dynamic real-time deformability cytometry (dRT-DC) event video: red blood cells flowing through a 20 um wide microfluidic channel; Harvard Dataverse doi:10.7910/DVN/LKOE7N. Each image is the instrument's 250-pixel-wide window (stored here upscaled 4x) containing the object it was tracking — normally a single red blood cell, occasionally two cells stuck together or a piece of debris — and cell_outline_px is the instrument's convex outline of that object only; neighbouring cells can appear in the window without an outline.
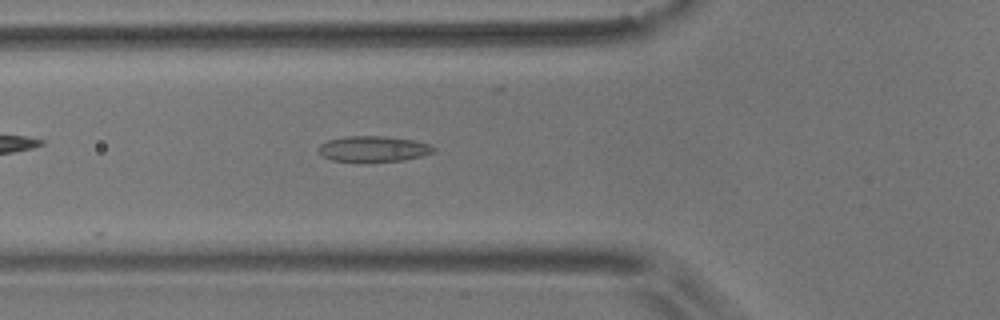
{"species": "common noctule bat (a hibernating species)", "species_latin": "Nyctalus noctula", "temperature_condition": "room temperature", "stored_images_in_passage": 39, "camera_frame_rate_fps": 3000, "um_per_image_px": 0.085, "animal": {"sex": "male", "body_mass_g": 17.9}, "frame": {"image": 1, "passage_image": 6, "time_ms": 1.667, "image_size_px": [1000, 320], "cell_outline_px": [[436, 152], [424, 156], [404, 160], [332, 160], [320, 156], [316, 152], [316, 148], [320, 144], [328, 140], [344, 136], [384, 136], [412, 140], [428, 144], [436, 148]], "centroid_in_image_um": [31.71, 12.63], "position_along_channel_um": 94.1, "area_um2": 17.11}}
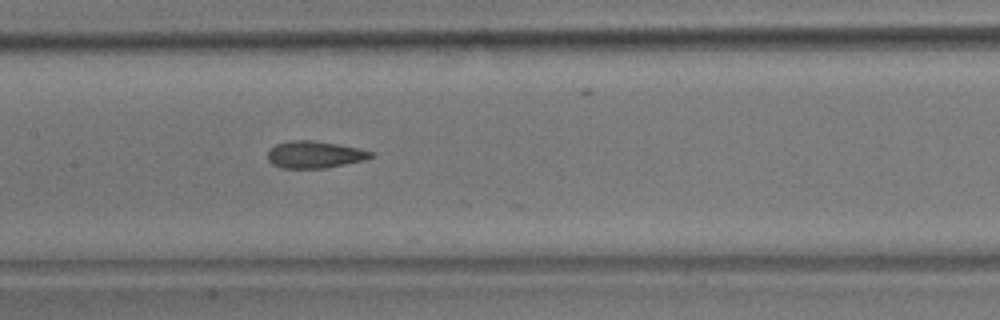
{"frame": {"image": 2, "passage_image": 13, "time_ms": 4.0, "image_size_px": [1000, 320], "cell_outline_px": [[376, 152], [372, 156], [364, 160], [324, 168], [280, 168], [272, 164], [268, 160], [268, 148], [276, 144], [288, 140], [312, 140], [336, 144]], "centroid_in_image_um": [26.69, 13.13], "position_along_channel_um": 180.7, "area_um2": 16.24}}
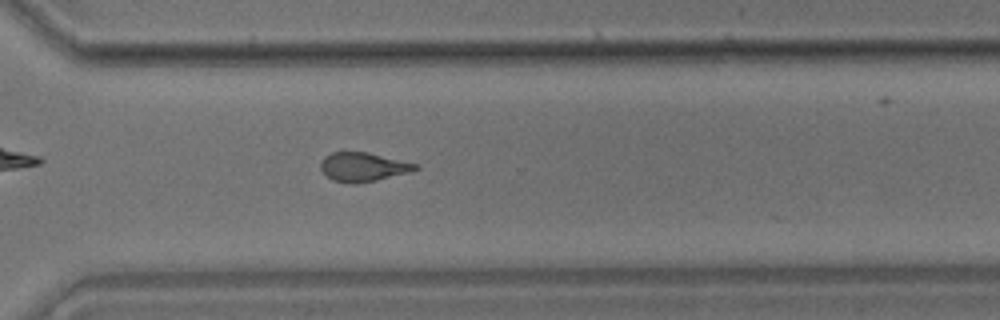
{"frame": {"image": 3, "passage_image": 26, "time_ms": 8.333, "image_size_px": [1000, 320], "cell_outline_px": [[420, 168], [412, 172], [376, 180], [356, 184], [352, 184], [332, 180], [320, 168], [320, 164], [324, 156], [332, 152], [368, 152], [420, 164]], "centroid_in_image_um": [30.91, 14.19], "position_along_channel_um": 339.7, "area_um2": 16.18}, "authors_computed_cell_mechanics": {"area_um2": 16.473, "velocity_mm_per_s": 3.6789, "shape_relaxation_time_tau1_ms": 6.6299, "shape_relaxation_time_tau2_ms": 2.1366, "deformation_change_tau1": 0.1689, "deformation_change_tau2": 0.0985}}